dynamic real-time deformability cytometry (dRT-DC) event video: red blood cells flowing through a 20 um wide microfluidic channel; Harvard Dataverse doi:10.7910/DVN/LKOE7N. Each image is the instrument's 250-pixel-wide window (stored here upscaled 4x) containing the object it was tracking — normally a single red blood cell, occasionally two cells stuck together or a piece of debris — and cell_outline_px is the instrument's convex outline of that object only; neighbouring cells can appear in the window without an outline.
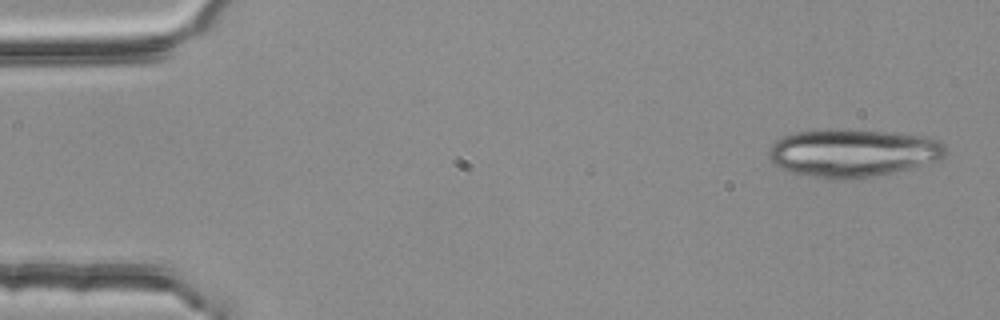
{"species": "common noctule bat (a hibernating species)", "species_latin": "Nyctalus noctula", "temperature_condition": "room temperature", "stored_images_in_passage": 6, "camera_frame_rate_fps": 3000, "um_per_image_px": 0.085, "animal": {"sex": "female", "body_mass_g": 25.1}, "frame": {"image": 1, "passage_image": 1, "time_ms": 0.0, "image_size_px": [1000, 320], "cell_outline_px": [[948, 152], [940, 160], [876, 176], [816, 176], [792, 172], [780, 168], [768, 156], [768, 152], [772, 144], [776, 140], [792, 132], [824, 128], [840, 128], [888, 132], [924, 136], [936, 140], [944, 144]], "centroid_in_image_um": [72.49, 12.93], "position_along_channel_um": 12.5, "area_um2": 48.61}}